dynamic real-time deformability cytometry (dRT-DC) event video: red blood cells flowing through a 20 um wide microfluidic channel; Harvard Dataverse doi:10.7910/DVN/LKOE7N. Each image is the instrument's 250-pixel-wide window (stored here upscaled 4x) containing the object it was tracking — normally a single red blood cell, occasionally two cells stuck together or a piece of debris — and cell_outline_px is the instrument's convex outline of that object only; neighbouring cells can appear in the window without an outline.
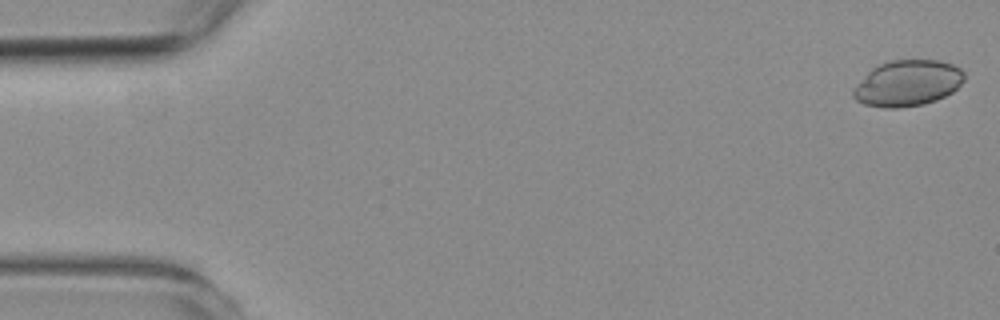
{"species": "common noctule bat (a hibernating species)", "species_latin": "Nyctalus noctula", "temperature_condition": "room temperature", "stored_images_in_passage": 57, "camera_frame_rate_fps": 3000, "um_per_image_px": 0.085, "animal": {"sex": "female", "body_mass_g": 19.3, "forearm_length_mm": 54.1}, "frame": {"image": 1, "passage_image": 1, "time_ms": 0.0, "image_size_px": [1000, 320], "cell_outline_px": [[964, 80], [952, 92], [936, 100], [924, 104], [900, 108], [884, 108], [864, 104], [856, 100], [852, 96], [852, 88], [872, 68], [880, 64], [892, 60], [936, 60], [952, 64], [960, 68], [964, 72]], "centroid_in_image_um": [77.12, 7.08], "position_along_channel_um": 7.9, "area_um2": 29.77}}
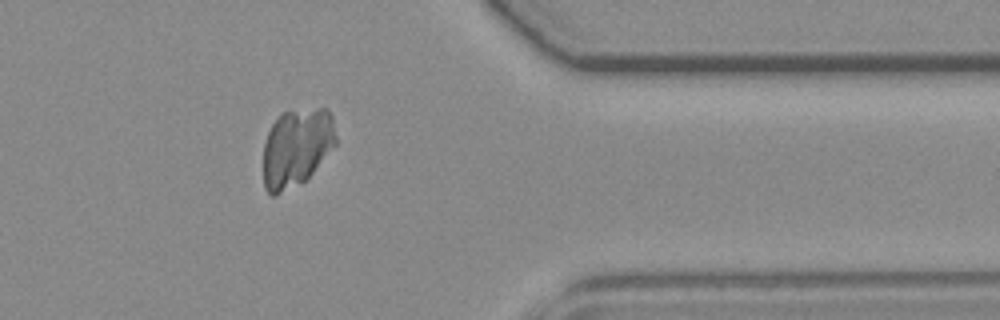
{"frame": {"image": 2, "passage_image": 46, "time_ms": 15.0, "image_size_px": [1000, 320], "cell_outline_px": [[336, 144], [312, 172], [304, 180], [272, 196], [264, 188], [264, 144], [268, 132], [272, 124], [284, 112], [320, 108], [324, 108], [332, 116], [336, 136]], "centroid_in_image_um": [25.2, 12.52], "position_along_channel_um": 386.2, "area_um2": 32.37}}
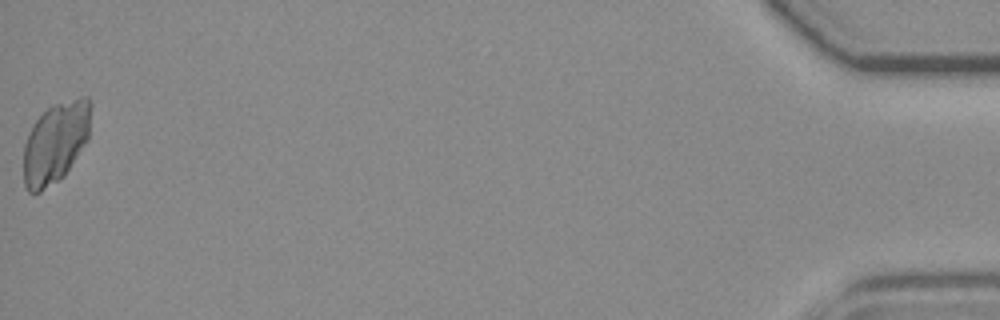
{"frame": {"image": 3, "passage_image": 57, "time_ms": 18.667, "image_size_px": [1000, 320], "cell_outline_px": [[92, 104], [88, 140], [64, 176], [60, 180], [40, 192], [28, 192], [24, 184], [24, 144], [28, 132], [32, 124], [52, 104], [80, 96], [88, 96]], "centroid_in_image_um": [4.74, 12.09], "position_along_channel_um": 430.5, "area_um2": 32.19}}